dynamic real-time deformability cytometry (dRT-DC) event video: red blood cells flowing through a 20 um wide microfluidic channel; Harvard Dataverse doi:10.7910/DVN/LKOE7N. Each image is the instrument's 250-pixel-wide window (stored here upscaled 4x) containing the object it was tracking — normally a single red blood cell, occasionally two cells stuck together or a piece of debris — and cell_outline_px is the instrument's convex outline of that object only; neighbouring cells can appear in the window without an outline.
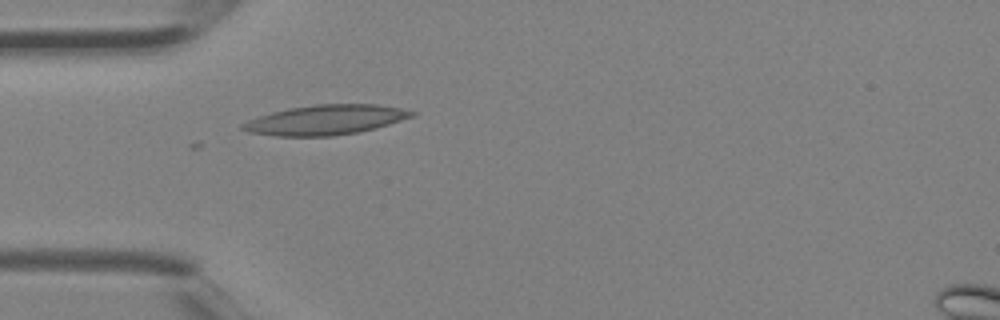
{"species": "Egyptian fruit bat (a non-hibernating species)", "species_latin": "Rousettus aegyptiacus", "temperature_condition": "room temperature", "stored_images_in_passage": 4, "camera_frame_rate_fps": 3000, "um_per_image_px": 0.085, "animal": {"sex": "female"}, "frame": {"image": 1, "passage_image": 4, "time_ms": 1.0, "image_size_px": [1000, 320], "cell_outline_px": [[416, 116], [376, 128], [356, 132], [332, 136], [276, 136], [248, 132], [240, 128], [240, 124], [248, 120], [272, 112], [288, 108], [316, 104], [376, 104], [400, 108], [416, 112]], "centroid_in_image_um": [27.68, 10.19], "position_along_channel_um": 57.3, "area_um2": 29.42}}